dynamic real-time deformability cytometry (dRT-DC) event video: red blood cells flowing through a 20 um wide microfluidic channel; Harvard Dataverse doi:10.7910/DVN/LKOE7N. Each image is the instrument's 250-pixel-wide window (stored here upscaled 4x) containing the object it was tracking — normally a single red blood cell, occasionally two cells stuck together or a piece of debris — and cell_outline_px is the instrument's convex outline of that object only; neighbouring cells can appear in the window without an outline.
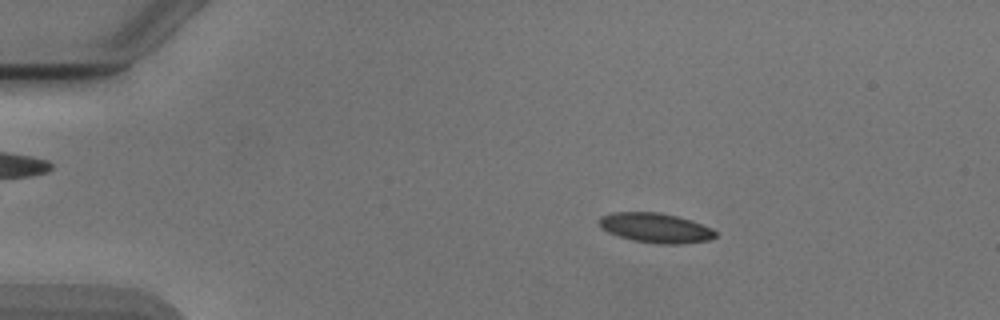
{"species": "Egyptian fruit bat (a non-hibernating species)", "species_latin": "Rousettus aegyptiacus", "temperature_condition": "cold", "stored_images_in_passage": 52, "camera_frame_rate_fps": 3000, "um_per_image_px": 0.085, "animal": {"sex": "male"}, "frame": {"image": 1, "passage_image": 9, "time_ms": 2.667, "image_size_px": [1000, 320], "cell_outline_px": [[716, 236], [708, 240], [680, 244], [656, 244], [632, 240], [608, 232], [600, 228], [596, 220], [600, 216], [612, 212], [660, 212], [692, 220], [712, 228], [716, 232]], "centroid_in_image_um": [55.68, 19.36], "position_along_channel_um": 29.3, "area_um2": 20.35}}
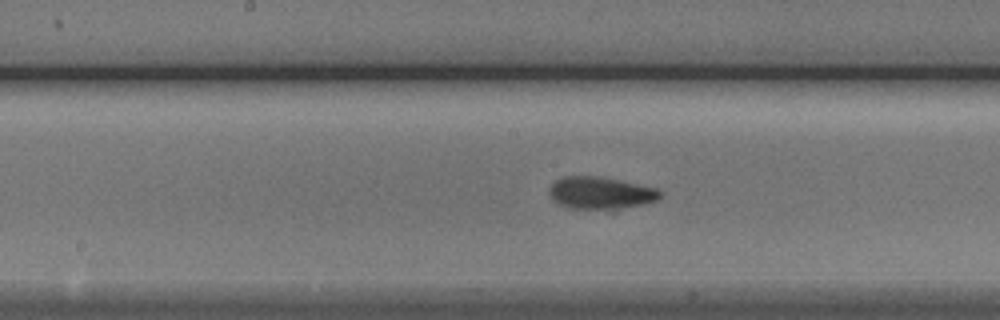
{"frame": {"image": 2, "passage_image": 27, "time_ms": 8.667, "image_size_px": [1000, 320], "cell_outline_px": [[664, 192], [656, 200], [644, 204], [608, 212], [568, 208], [552, 200], [548, 196], [548, 188], [556, 180], [564, 176], [600, 176], [656, 188]], "centroid_in_image_um": [51.02, 16.44], "position_along_channel_um": 197.2, "area_um2": 21.62}}
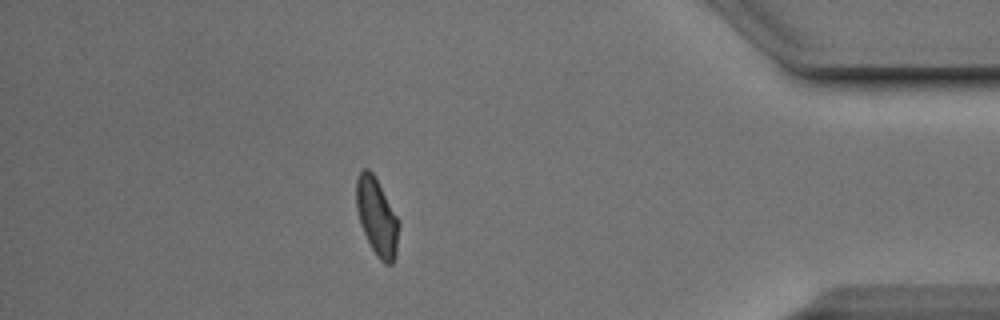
{"frame": {"image": 3, "passage_image": 46, "time_ms": 15.0, "image_size_px": [1000, 320], "cell_outline_px": [[400, 224], [396, 252], [392, 264], [384, 264], [376, 256], [360, 224], [356, 208], [356, 180], [360, 172], [364, 168], [368, 168], [372, 172], [400, 220]], "centroid_in_image_um": [32.04, 18.44], "position_along_channel_um": 403.2, "area_um2": 19.19}, "authors_computed_cell_mechanics": {"area_um2": 19.7965, "velocity_mm_per_s": 3.8866, "shape_relaxation_time_tau1_ms": 6.2098, "shape_relaxation_time_tau2_ms": 1.9489, "deformation_change_tau1": 0.131, "deformation_change_tau2": 0.0824}}